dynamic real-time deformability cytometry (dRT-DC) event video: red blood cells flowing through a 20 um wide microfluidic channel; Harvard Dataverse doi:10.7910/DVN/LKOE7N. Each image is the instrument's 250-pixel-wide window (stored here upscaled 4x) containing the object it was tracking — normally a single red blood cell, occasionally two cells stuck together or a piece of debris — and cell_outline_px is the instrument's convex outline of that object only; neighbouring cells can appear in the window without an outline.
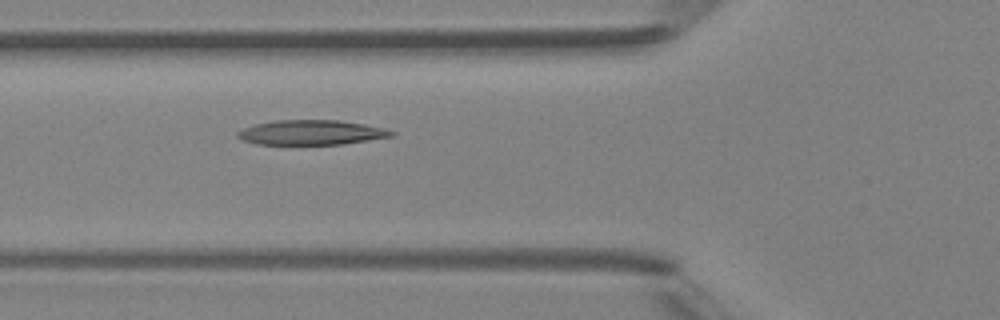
{"species": "Egyptian fruit bat (a non-hibernating species)", "species_latin": "Rousettus aegyptiacus", "temperature_condition": "room temperature", "stored_images_in_passage": 6, "camera_frame_rate_fps": 3000, "um_per_image_px": 0.085, "animal": {"sex": "female"}, "frame": {"image": 1, "passage_image": 6, "time_ms": 5.333, "image_size_px": [1000, 320], "cell_outline_px": [[396, 136], [344, 144], [256, 144], [244, 140], [236, 136], [236, 132], [244, 128], [256, 124], [272, 120], [340, 120], [364, 124], [384, 128], [396, 132]], "centroid_in_image_um": [26.5, 11.26], "position_along_channel_um": 99.3, "area_um2": 22.31}}